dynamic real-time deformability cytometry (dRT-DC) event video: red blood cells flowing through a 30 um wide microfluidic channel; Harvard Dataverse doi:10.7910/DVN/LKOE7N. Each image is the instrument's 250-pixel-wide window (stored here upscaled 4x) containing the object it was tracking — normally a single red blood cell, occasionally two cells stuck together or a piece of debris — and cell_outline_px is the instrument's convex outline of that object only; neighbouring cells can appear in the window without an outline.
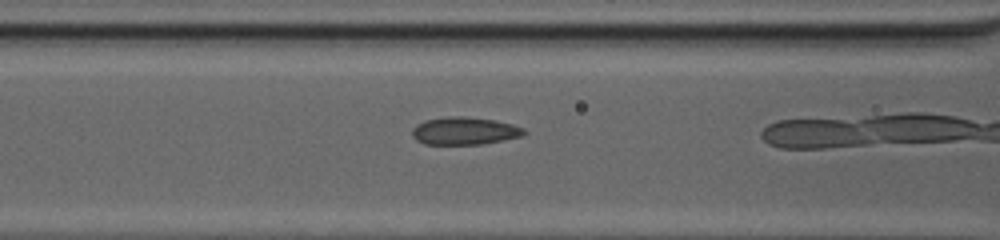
{"species": "common noctule bat (a hibernating species)", "species_latin": "Nyctalus noctula", "temperature_condition": "cold", "stored_images_in_passage": 40, "camera_frame_rate_fps": 3000, "um_per_image_px": 0.085, "animal": {"sex": "female", "body_mass_g": 20.0, "forearm_length_mm": 54.0}, "frame": {"image": 1, "passage_image": 21, "time_ms": 6.667, "image_size_px": [1000, 240], "cell_outline_px": [[528, 132], [524, 136], [484, 144], [424, 144], [416, 140], [412, 136], [412, 128], [416, 124], [424, 120], [448, 116], [464, 116], [496, 120], [512, 124], [524, 128]], "centroid_in_image_um": [39.5, 11.12], "position_along_channel_um": 127.1, "area_um2": 18.32}}
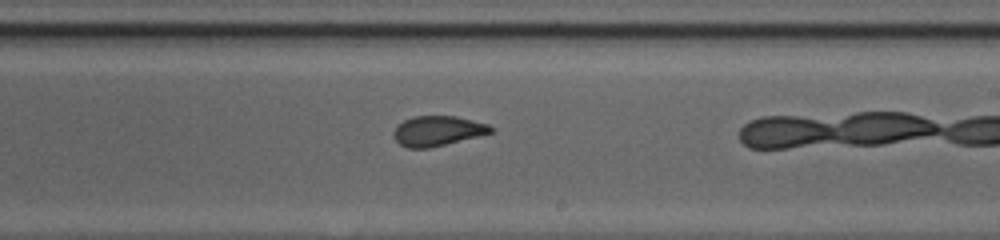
{"frame": {"image": 2, "passage_image": 30, "time_ms": 9.667, "image_size_px": [1000, 240], "cell_outline_px": [[496, 128], [492, 132], [428, 148], [408, 148], [400, 144], [392, 136], [392, 132], [404, 120], [412, 116], [456, 116], [488, 124]], "centroid_in_image_um": [37.18, 11.11], "position_along_channel_um": 251.8, "area_um2": 16.76}}
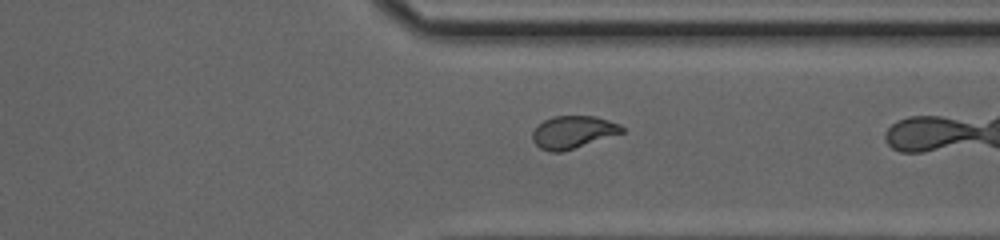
{"frame": {"image": 3, "passage_image": 38, "time_ms": 12.333, "image_size_px": [1000, 240], "cell_outline_px": [[624, 132], [560, 152], [552, 152], [540, 148], [532, 140], [532, 132], [544, 120], [552, 116], [596, 116], [620, 124], [624, 128]], "centroid_in_image_um": [48.7, 11.21], "position_along_channel_um": 362.7, "area_um2": 16.7}}